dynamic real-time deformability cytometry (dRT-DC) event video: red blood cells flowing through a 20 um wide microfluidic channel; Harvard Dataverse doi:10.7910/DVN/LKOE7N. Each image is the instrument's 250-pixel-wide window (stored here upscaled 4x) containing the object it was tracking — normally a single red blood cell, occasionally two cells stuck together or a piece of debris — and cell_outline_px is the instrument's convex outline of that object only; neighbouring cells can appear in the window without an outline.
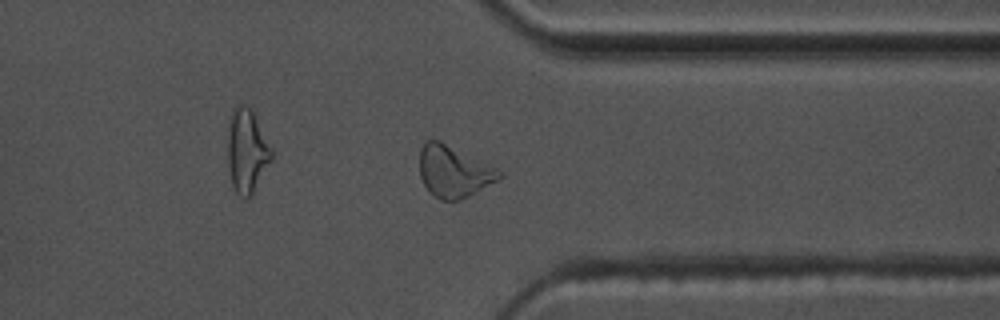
{"species": "common noctule bat (a hibernating species)", "species_latin": "Nyctalus noctula", "temperature_condition": "warm", "stored_images_in_passage": 43, "camera_frame_rate_fps": 3000, "um_per_image_px": 0.085, "animal": {"sex": "male", "body_mass_g": 17.5, "forearm_length_mm": 52.3}, "frame": {"image": 1, "passage_image": 31, "time_ms": 10.0, "image_size_px": [1000, 320], "cell_outline_px": [[504, 176], [468, 196], [456, 200], [440, 200], [432, 196], [428, 192], [420, 176], [420, 148], [428, 140], [440, 140], [504, 172]], "centroid_in_image_um": [38.54, 14.58], "position_along_channel_um": 372.9, "area_um2": 23.76}, "authors_computed_cell_mechanics": {"area_um2": 21.6172, "velocity_mm_per_s": 3.6619, "shape_relaxation_time_tau1_ms": 7.6061, "shape_relaxation_time_tau2_ms": 2.0953, "deformation_change_tau1": 0.224, "deformation_change_tau2": 0.1075}}